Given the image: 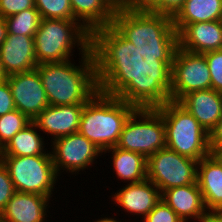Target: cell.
Instances as JSON below:
<instances>
[{
    "mask_svg": "<svg viewBox=\"0 0 222 222\" xmlns=\"http://www.w3.org/2000/svg\"><path fill=\"white\" fill-rule=\"evenodd\" d=\"M147 93V79L128 61L85 103L78 132L106 153L117 145L126 120Z\"/></svg>",
    "mask_w": 222,
    "mask_h": 222,
    "instance_id": "6da1fadb",
    "label": "cell"
},
{
    "mask_svg": "<svg viewBox=\"0 0 222 222\" xmlns=\"http://www.w3.org/2000/svg\"><path fill=\"white\" fill-rule=\"evenodd\" d=\"M130 62L167 100L179 102L190 92L211 89L205 55L183 50L172 40L146 38Z\"/></svg>",
    "mask_w": 222,
    "mask_h": 222,
    "instance_id": "7a4b0ae2",
    "label": "cell"
},
{
    "mask_svg": "<svg viewBox=\"0 0 222 222\" xmlns=\"http://www.w3.org/2000/svg\"><path fill=\"white\" fill-rule=\"evenodd\" d=\"M82 58V68L69 60L38 64L49 105H85L128 62L114 47L99 41Z\"/></svg>",
    "mask_w": 222,
    "mask_h": 222,
    "instance_id": "3957f363",
    "label": "cell"
},
{
    "mask_svg": "<svg viewBox=\"0 0 222 222\" xmlns=\"http://www.w3.org/2000/svg\"><path fill=\"white\" fill-rule=\"evenodd\" d=\"M73 17L99 42L114 47L128 61L139 44L121 16L119 0H70ZM80 19V20H79Z\"/></svg>",
    "mask_w": 222,
    "mask_h": 222,
    "instance_id": "277c9868",
    "label": "cell"
},
{
    "mask_svg": "<svg viewBox=\"0 0 222 222\" xmlns=\"http://www.w3.org/2000/svg\"><path fill=\"white\" fill-rule=\"evenodd\" d=\"M146 99L163 117L168 149L196 161L211 153L210 134L183 106L162 98L149 83Z\"/></svg>",
    "mask_w": 222,
    "mask_h": 222,
    "instance_id": "5b68a950",
    "label": "cell"
},
{
    "mask_svg": "<svg viewBox=\"0 0 222 222\" xmlns=\"http://www.w3.org/2000/svg\"><path fill=\"white\" fill-rule=\"evenodd\" d=\"M97 42L76 20L41 19L34 35L36 60L38 64L63 62L69 60L72 47L76 43L84 55Z\"/></svg>",
    "mask_w": 222,
    "mask_h": 222,
    "instance_id": "8992f818",
    "label": "cell"
},
{
    "mask_svg": "<svg viewBox=\"0 0 222 222\" xmlns=\"http://www.w3.org/2000/svg\"><path fill=\"white\" fill-rule=\"evenodd\" d=\"M116 147L142 154L146 159L166 148L163 117L147 99L126 120Z\"/></svg>",
    "mask_w": 222,
    "mask_h": 222,
    "instance_id": "52a82bcc",
    "label": "cell"
},
{
    "mask_svg": "<svg viewBox=\"0 0 222 222\" xmlns=\"http://www.w3.org/2000/svg\"><path fill=\"white\" fill-rule=\"evenodd\" d=\"M16 192L33 193L50 198L57 179L51 155L1 156Z\"/></svg>",
    "mask_w": 222,
    "mask_h": 222,
    "instance_id": "ba28073f",
    "label": "cell"
},
{
    "mask_svg": "<svg viewBox=\"0 0 222 222\" xmlns=\"http://www.w3.org/2000/svg\"><path fill=\"white\" fill-rule=\"evenodd\" d=\"M198 161L163 148L147 158V179L161 193L172 187L197 183Z\"/></svg>",
    "mask_w": 222,
    "mask_h": 222,
    "instance_id": "9c48e42d",
    "label": "cell"
},
{
    "mask_svg": "<svg viewBox=\"0 0 222 222\" xmlns=\"http://www.w3.org/2000/svg\"><path fill=\"white\" fill-rule=\"evenodd\" d=\"M52 161L57 174L59 167L71 173L90 165L102 151L79 132L62 136L53 141Z\"/></svg>",
    "mask_w": 222,
    "mask_h": 222,
    "instance_id": "30bf717a",
    "label": "cell"
},
{
    "mask_svg": "<svg viewBox=\"0 0 222 222\" xmlns=\"http://www.w3.org/2000/svg\"><path fill=\"white\" fill-rule=\"evenodd\" d=\"M14 104L31 121L49 106L45 89L36 69L7 78Z\"/></svg>",
    "mask_w": 222,
    "mask_h": 222,
    "instance_id": "8fae6325",
    "label": "cell"
},
{
    "mask_svg": "<svg viewBox=\"0 0 222 222\" xmlns=\"http://www.w3.org/2000/svg\"><path fill=\"white\" fill-rule=\"evenodd\" d=\"M222 19V0H185L177 13L147 38L171 40L185 25Z\"/></svg>",
    "mask_w": 222,
    "mask_h": 222,
    "instance_id": "7c38bea8",
    "label": "cell"
},
{
    "mask_svg": "<svg viewBox=\"0 0 222 222\" xmlns=\"http://www.w3.org/2000/svg\"><path fill=\"white\" fill-rule=\"evenodd\" d=\"M171 40L192 53L222 50V20L187 24Z\"/></svg>",
    "mask_w": 222,
    "mask_h": 222,
    "instance_id": "4fadbf2b",
    "label": "cell"
},
{
    "mask_svg": "<svg viewBox=\"0 0 222 222\" xmlns=\"http://www.w3.org/2000/svg\"><path fill=\"white\" fill-rule=\"evenodd\" d=\"M0 60L8 76L36 69L34 37L7 33L0 44Z\"/></svg>",
    "mask_w": 222,
    "mask_h": 222,
    "instance_id": "5bb4252c",
    "label": "cell"
},
{
    "mask_svg": "<svg viewBox=\"0 0 222 222\" xmlns=\"http://www.w3.org/2000/svg\"><path fill=\"white\" fill-rule=\"evenodd\" d=\"M83 107L78 104L49 105L32 120L34 128L55 136L54 139L77 133Z\"/></svg>",
    "mask_w": 222,
    "mask_h": 222,
    "instance_id": "9a60e30c",
    "label": "cell"
},
{
    "mask_svg": "<svg viewBox=\"0 0 222 222\" xmlns=\"http://www.w3.org/2000/svg\"><path fill=\"white\" fill-rule=\"evenodd\" d=\"M161 198L183 222L191 217L199 222H210V213L205 212L207 209L198 183L167 189Z\"/></svg>",
    "mask_w": 222,
    "mask_h": 222,
    "instance_id": "2e32d148",
    "label": "cell"
},
{
    "mask_svg": "<svg viewBox=\"0 0 222 222\" xmlns=\"http://www.w3.org/2000/svg\"><path fill=\"white\" fill-rule=\"evenodd\" d=\"M210 134L222 116V93L206 89L190 92L178 102Z\"/></svg>",
    "mask_w": 222,
    "mask_h": 222,
    "instance_id": "e0dca14e",
    "label": "cell"
},
{
    "mask_svg": "<svg viewBox=\"0 0 222 222\" xmlns=\"http://www.w3.org/2000/svg\"><path fill=\"white\" fill-rule=\"evenodd\" d=\"M197 183L209 213L222 208V160L214 153L198 161ZM212 210V211H210Z\"/></svg>",
    "mask_w": 222,
    "mask_h": 222,
    "instance_id": "ac0fdd59",
    "label": "cell"
},
{
    "mask_svg": "<svg viewBox=\"0 0 222 222\" xmlns=\"http://www.w3.org/2000/svg\"><path fill=\"white\" fill-rule=\"evenodd\" d=\"M49 197L15 192L0 213L2 222H43Z\"/></svg>",
    "mask_w": 222,
    "mask_h": 222,
    "instance_id": "d6986e66",
    "label": "cell"
},
{
    "mask_svg": "<svg viewBox=\"0 0 222 222\" xmlns=\"http://www.w3.org/2000/svg\"><path fill=\"white\" fill-rule=\"evenodd\" d=\"M114 200L124 210L145 217L161 200V192L153 182L145 179L126 185L115 193Z\"/></svg>",
    "mask_w": 222,
    "mask_h": 222,
    "instance_id": "ffe728a7",
    "label": "cell"
},
{
    "mask_svg": "<svg viewBox=\"0 0 222 222\" xmlns=\"http://www.w3.org/2000/svg\"><path fill=\"white\" fill-rule=\"evenodd\" d=\"M185 0H158L131 28L133 39L142 43L157 33L182 7Z\"/></svg>",
    "mask_w": 222,
    "mask_h": 222,
    "instance_id": "44dd1931",
    "label": "cell"
},
{
    "mask_svg": "<svg viewBox=\"0 0 222 222\" xmlns=\"http://www.w3.org/2000/svg\"><path fill=\"white\" fill-rule=\"evenodd\" d=\"M112 151L114 170L117 177L138 183L147 179V159L139 153L120 149L116 146L107 149Z\"/></svg>",
    "mask_w": 222,
    "mask_h": 222,
    "instance_id": "7402d4cb",
    "label": "cell"
},
{
    "mask_svg": "<svg viewBox=\"0 0 222 222\" xmlns=\"http://www.w3.org/2000/svg\"><path fill=\"white\" fill-rule=\"evenodd\" d=\"M33 127H35V124L31 122L24 129L17 132L1 150V156L51 155V153L44 152L42 137Z\"/></svg>",
    "mask_w": 222,
    "mask_h": 222,
    "instance_id": "603a6c76",
    "label": "cell"
},
{
    "mask_svg": "<svg viewBox=\"0 0 222 222\" xmlns=\"http://www.w3.org/2000/svg\"><path fill=\"white\" fill-rule=\"evenodd\" d=\"M5 20L7 24V33L34 37L39 28L41 16L36 8H30L6 17Z\"/></svg>",
    "mask_w": 222,
    "mask_h": 222,
    "instance_id": "cb8c5ba5",
    "label": "cell"
},
{
    "mask_svg": "<svg viewBox=\"0 0 222 222\" xmlns=\"http://www.w3.org/2000/svg\"><path fill=\"white\" fill-rule=\"evenodd\" d=\"M32 121L18 109L0 116V149L2 150L12 137Z\"/></svg>",
    "mask_w": 222,
    "mask_h": 222,
    "instance_id": "d4e9b609",
    "label": "cell"
},
{
    "mask_svg": "<svg viewBox=\"0 0 222 222\" xmlns=\"http://www.w3.org/2000/svg\"><path fill=\"white\" fill-rule=\"evenodd\" d=\"M41 19L75 20L70 0H34Z\"/></svg>",
    "mask_w": 222,
    "mask_h": 222,
    "instance_id": "484cf974",
    "label": "cell"
},
{
    "mask_svg": "<svg viewBox=\"0 0 222 222\" xmlns=\"http://www.w3.org/2000/svg\"><path fill=\"white\" fill-rule=\"evenodd\" d=\"M158 0H120L123 20L131 28Z\"/></svg>",
    "mask_w": 222,
    "mask_h": 222,
    "instance_id": "4316f807",
    "label": "cell"
},
{
    "mask_svg": "<svg viewBox=\"0 0 222 222\" xmlns=\"http://www.w3.org/2000/svg\"><path fill=\"white\" fill-rule=\"evenodd\" d=\"M211 76V88L222 93V50L204 53Z\"/></svg>",
    "mask_w": 222,
    "mask_h": 222,
    "instance_id": "83f0119b",
    "label": "cell"
},
{
    "mask_svg": "<svg viewBox=\"0 0 222 222\" xmlns=\"http://www.w3.org/2000/svg\"><path fill=\"white\" fill-rule=\"evenodd\" d=\"M144 222H183V220L161 198L144 217Z\"/></svg>",
    "mask_w": 222,
    "mask_h": 222,
    "instance_id": "f1b7e54d",
    "label": "cell"
},
{
    "mask_svg": "<svg viewBox=\"0 0 222 222\" xmlns=\"http://www.w3.org/2000/svg\"><path fill=\"white\" fill-rule=\"evenodd\" d=\"M7 167L0 160V213L15 193Z\"/></svg>",
    "mask_w": 222,
    "mask_h": 222,
    "instance_id": "f546056e",
    "label": "cell"
},
{
    "mask_svg": "<svg viewBox=\"0 0 222 222\" xmlns=\"http://www.w3.org/2000/svg\"><path fill=\"white\" fill-rule=\"evenodd\" d=\"M30 8H36L34 0H0V16L3 18Z\"/></svg>",
    "mask_w": 222,
    "mask_h": 222,
    "instance_id": "4dcf8cb0",
    "label": "cell"
},
{
    "mask_svg": "<svg viewBox=\"0 0 222 222\" xmlns=\"http://www.w3.org/2000/svg\"><path fill=\"white\" fill-rule=\"evenodd\" d=\"M15 104L8 81L0 82V116L15 110Z\"/></svg>",
    "mask_w": 222,
    "mask_h": 222,
    "instance_id": "1f68e13d",
    "label": "cell"
},
{
    "mask_svg": "<svg viewBox=\"0 0 222 222\" xmlns=\"http://www.w3.org/2000/svg\"><path fill=\"white\" fill-rule=\"evenodd\" d=\"M222 145V116L216 127L210 132V150L214 153Z\"/></svg>",
    "mask_w": 222,
    "mask_h": 222,
    "instance_id": "d6a6232c",
    "label": "cell"
},
{
    "mask_svg": "<svg viewBox=\"0 0 222 222\" xmlns=\"http://www.w3.org/2000/svg\"><path fill=\"white\" fill-rule=\"evenodd\" d=\"M7 34V24L5 18L0 16V44L6 38Z\"/></svg>",
    "mask_w": 222,
    "mask_h": 222,
    "instance_id": "836d02e7",
    "label": "cell"
},
{
    "mask_svg": "<svg viewBox=\"0 0 222 222\" xmlns=\"http://www.w3.org/2000/svg\"><path fill=\"white\" fill-rule=\"evenodd\" d=\"M210 222H222V208H219L210 214Z\"/></svg>",
    "mask_w": 222,
    "mask_h": 222,
    "instance_id": "e575fe53",
    "label": "cell"
},
{
    "mask_svg": "<svg viewBox=\"0 0 222 222\" xmlns=\"http://www.w3.org/2000/svg\"><path fill=\"white\" fill-rule=\"evenodd\" d=\"M8 78V75L6 74L3 64L0 60V82L6 81Z\"/></svg>",
    "mask_w": 222,
    "mask_h": 222,
    "instance_id": "d590c367",
    "label": "cell"
},
{
    "mask_svg": "<svg viewBox=\"0 0 222 222\" xmlns=\"http://www.w3.org/2000/svg\"><path fill=\"white\" fill-rule=\"evenodd\" d=\"M214 154L222 160V145L214 152Z\"/></svg>",
    "mask_w": 222,
    "mask_h": 222,
    "instance_id": "8d00e7d4",
    "label": "cell"
},
{
    "mask_svg": "<svg viewBox=\"0 0 222 222\" xmlns=\"http://www.w3.org/2000/svg\"><path fill=\"white\" fill-rule=\"evenodd\" d=\"M96 222H118V221L114 220L113 218L112 219L111 218H103V219L98 220Z\"/></svg>",
    "mask_w": 222,
    "mask_h": 222,
    "instance_id": "74e56055",
    "label": "cell"
}]
</instances>
